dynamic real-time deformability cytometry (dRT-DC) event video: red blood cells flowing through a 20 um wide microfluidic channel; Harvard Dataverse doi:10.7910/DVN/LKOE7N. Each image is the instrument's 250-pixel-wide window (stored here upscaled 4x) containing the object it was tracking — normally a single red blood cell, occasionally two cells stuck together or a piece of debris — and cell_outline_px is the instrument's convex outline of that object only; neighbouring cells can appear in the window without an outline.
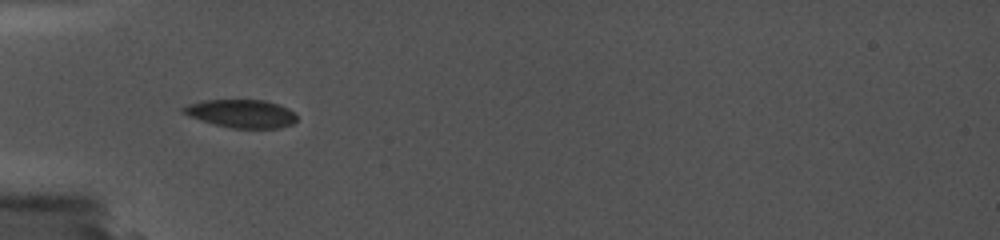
{"species": "common noctule bat (a hibernating species)", "species_latin": "Nyctalus noctula", "temperature_condition": "cold", "stored_images_in_passage": 3, "camera_frame_rate_fps": 5000, "um_per_image_px": 0.085, "animal": {"sex": "female", "body_mass_g": 19.0, "forearm_length_mm": 56.7}, "frame": {"image": 1, "passage_image": 1, "time_ms": 0.0, "image_size_px": [1000, 240], "cell_outline_px": [[296, 120], [292, 124], [280, 128], [232, 128], [216, 124], [188, 116], [180, 112], [180, 108], [188, 104], [200, 100], [264, 100], [288, 108], [296, 116]], "centroid_in_image_um": [20.46, 9.65], "position_along_channel_um": 64.5, "area_um2": 18.55}}
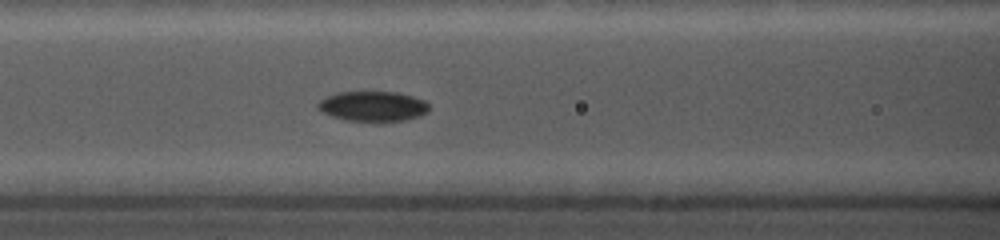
{"frame": {"image": 2, "passage_image": 3, "time_ms": 2.0, "image_size_px": [1000, 240], "cell_outline_px": [[428, 112], [420, 116], [408, 120], [384, 124], [380, 124], [344, 120], [320, 112], [316, 108], [316, 104], [320, 100], [336, 92], [396, 92], [412, 96], [424, 100], [428, 104]], "centroid_in_image_um": [31.69, 9.08], "position_along_channel_um": 134.9, "area_um2": 20.35}}